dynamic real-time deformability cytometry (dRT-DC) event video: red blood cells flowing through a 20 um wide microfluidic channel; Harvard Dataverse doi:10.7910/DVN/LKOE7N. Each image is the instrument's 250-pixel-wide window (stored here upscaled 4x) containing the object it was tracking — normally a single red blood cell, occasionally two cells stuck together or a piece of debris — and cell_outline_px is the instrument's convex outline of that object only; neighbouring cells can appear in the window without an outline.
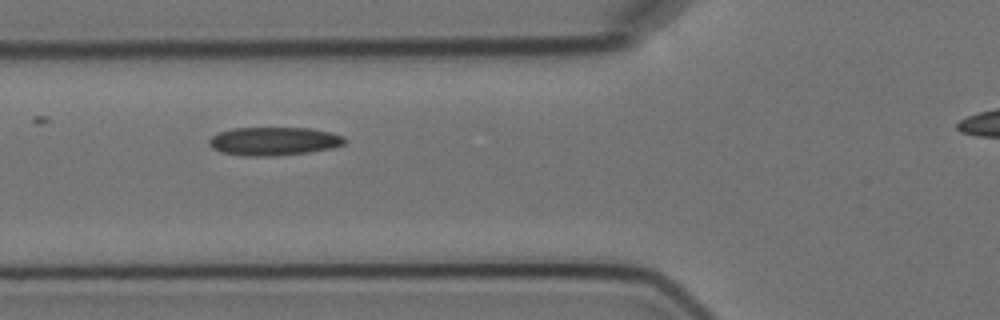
{"species": "Egyptian fruit bat (a non-hibernating species)", "species_latin": "Rousettus aegyptiacus", "temperature_condition": "cold", "stored_images_in_passage": 5, "camera_frame_rate_fps": 3000, "um_per_image_px": 0.085, "animal": {"sex": "female"}, "frame": {"image": 1, "passage_image": 2, "time_ms": 1.333, "image_size_px": [1000, 320], "cell_outline_px": [[348, 140], [344, 144], [332, 148], [308, 152], [272, 156], [244, 156], [220, 152], [212, 148], [208, 144], [208, 140], [212, 136], [220, 132], [232, 128], [308, 128], [328, 132], [344, 136]], "centroid_in_image_um": [23.26, 12.01], "position_along_channel_um": 102.5, "area_um2": 22.43}}
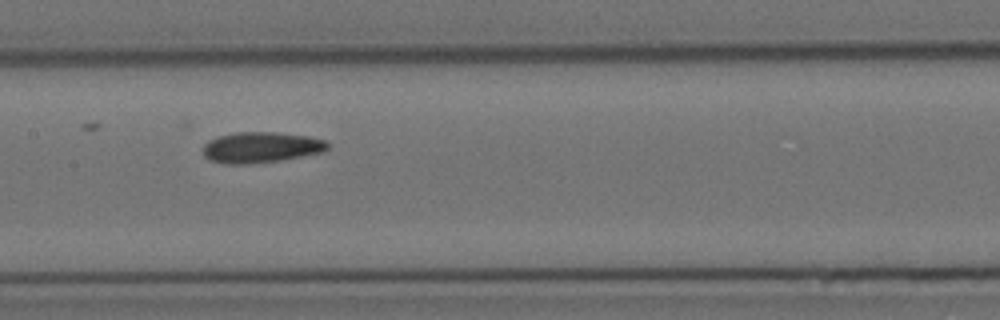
{"frame": {"image": 2, "passage_image": 4, "time_ms": 3.667, "image_size_px": [1000, 320], "cell_outline_px": [[328, 148], [324, 152], [280, 160], [248, 164], [224, 164], [212, 160], [204, 156], [204, 144], [208, 140], [220, 136], [236, 132], [276, 132], [308, 136], [324, 140], [328, 144]], "centroid_in_image_um": [22.19, 12.52], "position_along_channel_um": 185.2, "area_um2": 22.25}}
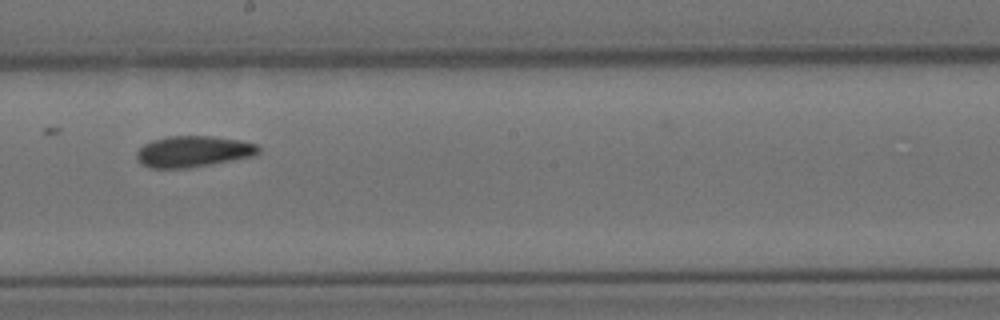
{"frame": {"image": 3, "passage_image": 5, "time_ms": 5.0, "image_size_px": [1000, 320], "cell_outline_px": [[260, 152], [256, 156], [212, 164], [188, 168], [148, 168], [136, 156], [136, 152], [144, 144], [152, 140], [168, 136], [212, 136], [240, 140], [256, 144], [260, 148]], "centroid_in_image_um": [16.46, 12.87], "position_along_channel_um": 231.7, "area_um2": 22.2}}